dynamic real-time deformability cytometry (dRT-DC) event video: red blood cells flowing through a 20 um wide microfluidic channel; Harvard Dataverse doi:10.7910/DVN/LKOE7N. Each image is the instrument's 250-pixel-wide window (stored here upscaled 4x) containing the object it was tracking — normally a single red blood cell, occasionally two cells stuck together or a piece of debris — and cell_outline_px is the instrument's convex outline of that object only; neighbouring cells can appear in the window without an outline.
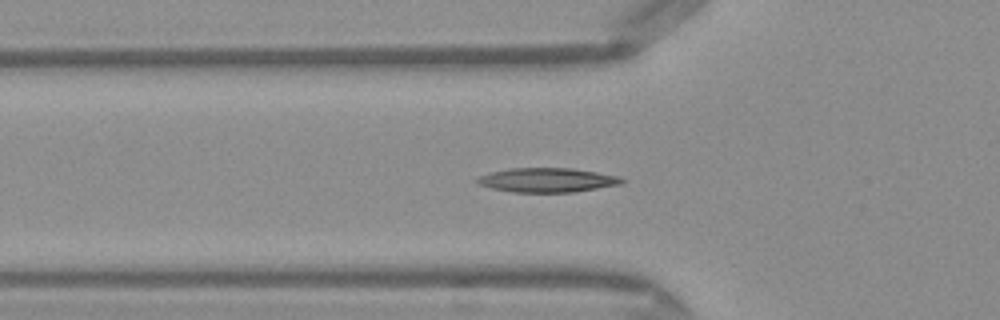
{"species": "Egyptian fruit bat (a non-hibernating species)", "species_latin": "Rousettus aegyptiacus", "temperature_condition": "warm", "stored_images_in_passage": 49, "camera_frame_rate_fps": 3000, "um_per_image_px": 0.085, "frame": {"image": 1, "passage_image": 16, "time_ms": 5.0, "image_size_px": [1000, 320], "cell_outline_px": [[624, 180], [620, 184], [572, 192], [512, 192], [492, 188], [480, 184], [476, 180], [480, 176], [488, 172], [508, 168], [572, 168], [620, 176]], "centroid_in_image_um": [46.49, 15.29], "position_along_channel_um": 79.3, "area_um2": 20.29}}
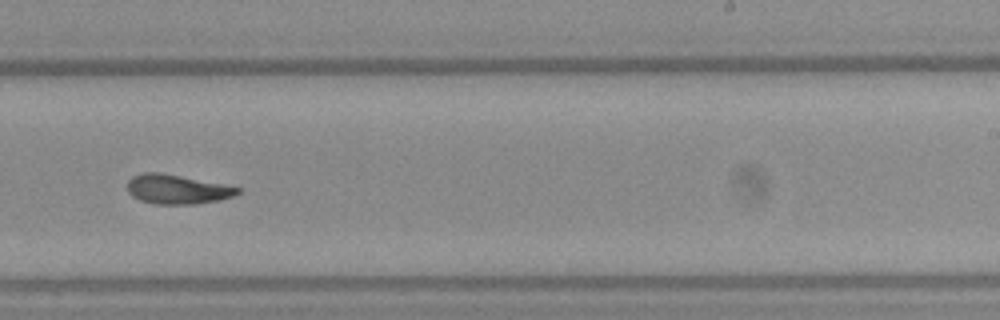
{"frame": {"image": 2, "passage_image": 30, "time_ms": 9.667, "image_size_px": [1000, 320], "cell_outline_px": [[240, 192], [232, 196], [220, 200], [192, 204], [156, 204], [140, 200], [132, 196], [128, 192], [128, 180], [132, 176], [144, 172], [160, 172], [240, 188]], "centroid_in_image_um": [15.0, 16.09], "position_along_channel_um": 274.0, "area_um2": 18.55}}
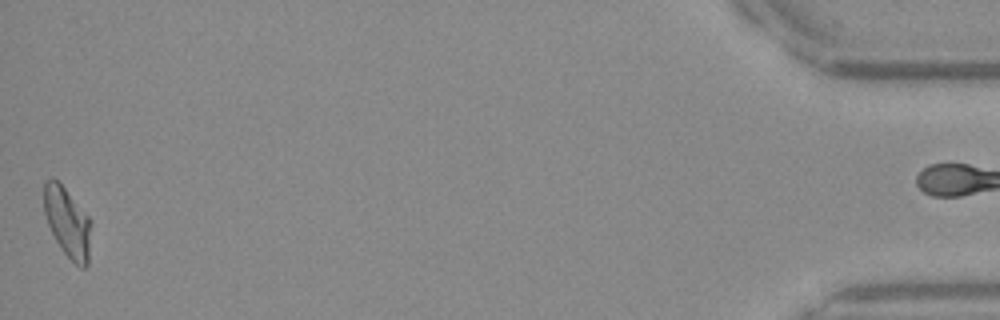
{"frame": {"image": 3, "passage_image": 48, "time_ms": 15.667, "image_size_px": [1000, 320], "cell_outline_px": [[88, 264], [84, 268], [80, 268], [60, 248], [48, 224], [44, 212], [44, 180], [52, 176], [64, 188], [88, 216]], "centroid_in_image_um": [5.67, 18.87], "position_along_channel_um": 429.5, "area_um2": 18.38}, "authors_computed_cell_mechanics": {"area_um2": 18.9584, "velocity_mm_per_s": 4.1582, "shape_relaxation_time_tau1_ms": 7.71, "shape_relaxation_time_tau2_ms": 5.5931, "deformation_change_tau1": 0.2277, "deformation_change_tau2": 0.138}}